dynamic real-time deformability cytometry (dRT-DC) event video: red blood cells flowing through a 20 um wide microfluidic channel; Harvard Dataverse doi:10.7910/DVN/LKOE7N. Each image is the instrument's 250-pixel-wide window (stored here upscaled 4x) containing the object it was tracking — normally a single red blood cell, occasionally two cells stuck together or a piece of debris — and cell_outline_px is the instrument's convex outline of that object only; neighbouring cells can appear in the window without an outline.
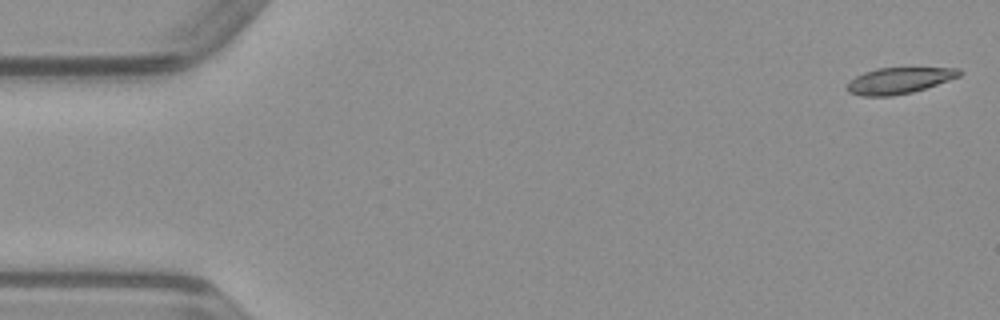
{"species": "common noctule bat (a hibernating species)", "species_latin": "Nyctalus noctula", "temperature_condition": "warm", "stored_images_in_passage": 13, "camera_frame_rate_fps": 3000, "um_per_image_px": 0.085, "animal": {"sex": "male", "body_mass_g": 23.1, "forearm_length_mm": 52.7}, "frame": {"image": 1, "passage_image": 1, "time_ms": 0.0, "image_size_px": [1000, 320], "cell_outline_px": [[964, 72], [960, 76], [912, 92], [892, 96], [860, 96], [848, 92], [844, 88], [848, 80], [864, 72], [876, 68], [960, 68]], "centroid_in_image_um": [76.36, 6.85], "position_along_channel_um": 8.6, "area_um2": 17.22}}